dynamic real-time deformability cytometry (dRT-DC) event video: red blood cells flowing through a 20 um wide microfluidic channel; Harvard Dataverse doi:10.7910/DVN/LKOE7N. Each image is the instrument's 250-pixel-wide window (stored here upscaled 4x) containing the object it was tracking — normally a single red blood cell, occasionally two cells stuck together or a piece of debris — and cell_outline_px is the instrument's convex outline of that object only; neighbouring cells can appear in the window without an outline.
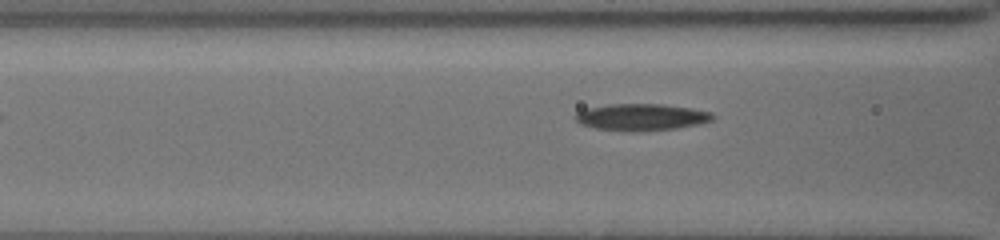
{"species": "common noctule bat (a hibernating species)", "species_latin": "Nyctalus noctula", "temperature_condition": "cold", "stored_images_in_passage": 16, "camera_frame_rate_fps": 3000, "um_per_image_px": 0.085, "animal": {"sex": "female", "body_mass_g": 19.5, "forearm_length_mm": 54.1}, "frame": {"image": 1, "passage_image": 4, "time_ms": 1.0, "image_size_px": [1000, 240], "cell_outline_px": [[716, 116], [712, 120], [700, 124], [676, 128], [596, 128], [580, 124], [576, 120], [576, 112], [588, 108], [608, 104], [660, 104], [692, 108], [712, 112]], "centroid_in_image_um": [54.58, 9.89], "position_along_channel_um": 112.0, "area_um2": 20.29}}
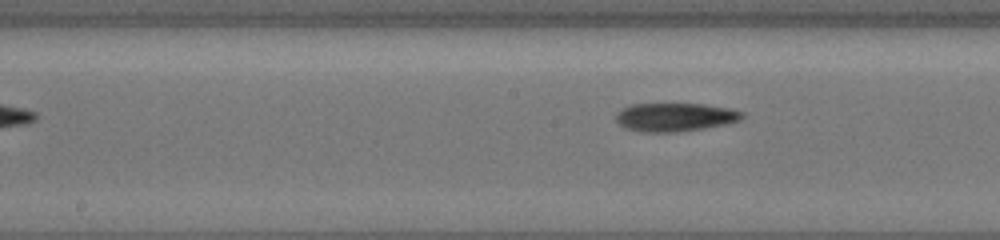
{"frame": {"image": 2, "passage_image": 10, "time_ms": 3.0, "image_size_px": [1000, 240], "cell_outline_px": [[744, 116], [740, 120], [728, 124], [704, 128], [676, 132], [640, 132], [624, 128], [616, 120], [616, 112], [620, 108], [632, 104], [704, 104], [732, 108], [744, 112]], "centroid_in_image_um": [57.38, 9.95], "position_along_channel_um": 190.8, "area_um2": 21.21}}
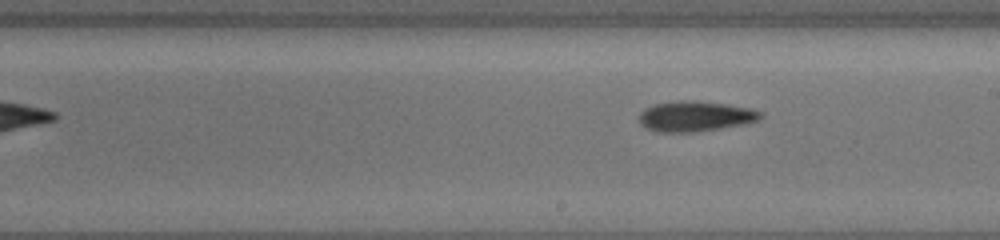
{"frame": {"image": 3, "passage_image": 13, "time_ms": 4.0, "image_size_px": [1000, 240], "cell_outline_px": [[764, 116], [760, 120], [748, 124], [692, 132], [656, 132], [640, 124], [640, 112], [644, 108], [656, 104], [680, 100], [696, 100], [724, 104], [748, 108], [764, 112]], "centroid_in_image_um": [59.14, 9.88], "position_along_channel_um": 229.9, "area_um2": 21.56}}